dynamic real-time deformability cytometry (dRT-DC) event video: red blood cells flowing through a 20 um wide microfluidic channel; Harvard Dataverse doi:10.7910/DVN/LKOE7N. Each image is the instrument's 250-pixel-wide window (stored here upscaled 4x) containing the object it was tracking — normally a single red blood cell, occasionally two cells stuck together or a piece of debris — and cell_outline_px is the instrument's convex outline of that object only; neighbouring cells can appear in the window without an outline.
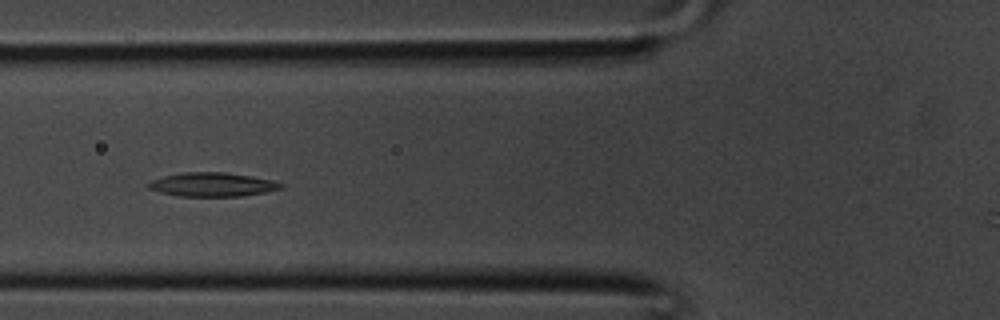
{"species": "common noctule bat (a hibernating species)", "species_latin": "Nyctalus noctula", "temperature_condition": "room temperature", "stored_images_in_passage": 38, "camera_frame_rate_fps": 3000, "um_per_image_px": 0.085, "animal": {"sex": "male", "body_mass_g": 20.1, "forearm_length_mm": 53.5}, "frame": {"image": 1, "passage_image": 14, "time_ms": 4.333, "image_size_px": [1000, 320], "cell_outline_px": [[284, 188], [244, 196], [176, 196], [160, 192], [148, 188], [144, 184], [152, 180], [164, 176], [184, 172], [224, 172], [252, 176], [272, 180], [284, 184]], "centroid_in_image_um": [18.04, 15.69], "position_along_channel_um": 107.8, "area_um2": 18.55}}
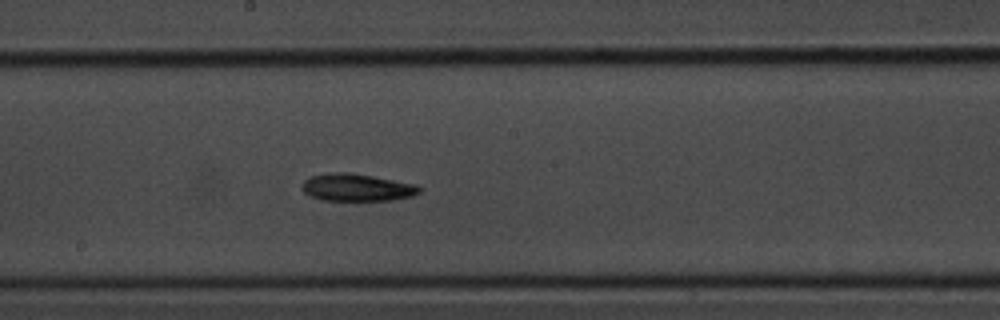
{"frame": {"image": 2, "passage_image": 20, "time_ms": 6.333, "image_size_px": [1000, 320], "cell_outline_px": [[420, 192], [412, 196], [392, 200], [324, 200], [308, 196], [300, 188], [304, 180], [312, 176], [328, 172], [348, 172], [372, 176], [416, 184], [420, 188]], "centroid_in_image_um": [30.29, 15.93], "position_along_channel_um": 217.9, "area_um2": 18.73}}
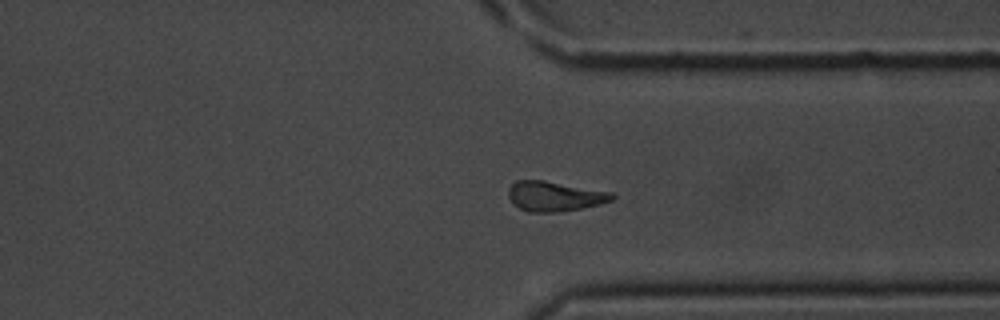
{"frame": {"image": 3, "passage_image": 28, "time_ms": 9.0, "image_size_px": [1000, 320], "cell_outline_px": [[616, 196], [612, 200], [600, 204], [580, 208], [556, 212], [528, 212], [512, 204], [508, 196], [508, 188], [516, 180], [544, 180], [612, 192]], "centroid_in_image_um": [47.12, 16.67], "position_along_channel_um": 364.3, "area_um2": 18.09}}